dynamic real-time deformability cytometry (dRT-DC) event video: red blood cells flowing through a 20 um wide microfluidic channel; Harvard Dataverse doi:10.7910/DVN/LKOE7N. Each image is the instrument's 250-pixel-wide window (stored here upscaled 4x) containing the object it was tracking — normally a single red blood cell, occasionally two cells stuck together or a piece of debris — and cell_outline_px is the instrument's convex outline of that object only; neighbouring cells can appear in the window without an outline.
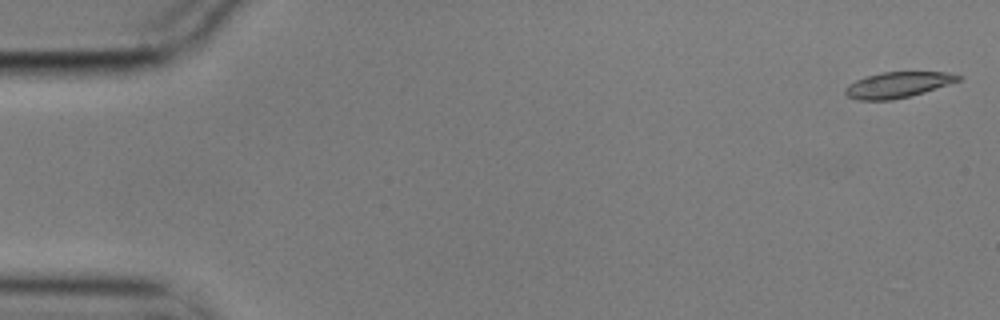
{"species": "common noctule bat (a hibernating species)", "species_latin": "Nyctalus noctula", "temperature_condition": "cold", "stored_images_in_passage": 9, "camera_frame_rate_fps": 3000, "um_per_image_px": 0.085, "animal": {"sex": "male", "body_mass_g": 17.9}, "frame": {"image": 1, "passage_image": 1, "time_ms": 0.0, "image_size_px": [1000, 320], "cell_outline_px": [[964, 76], [960, 80], [924, 92], [892, 100], [856, 100], [848, 96], [844, 92], [844, 88], [848, 84], [856, 80], [868, 76], [884, 72], [944, 72]], "centroid_in_image_um": [76.29, 7.21], "position_along_channel_um": 8.7, "area_um2": 16.76}}
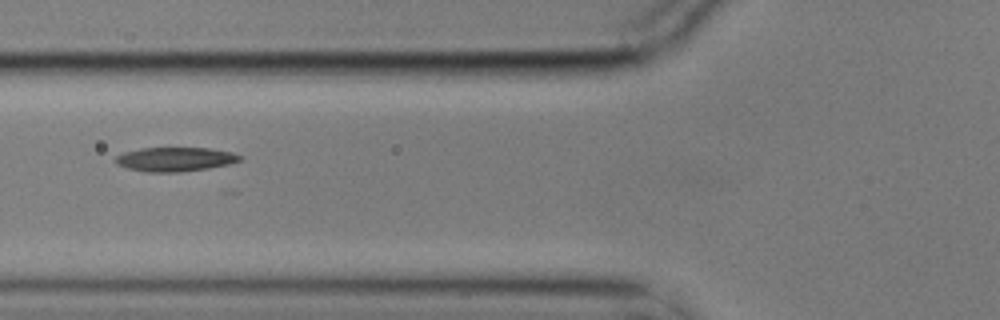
{"frame": {"image": 2, "passage_image": 6, "time_ms": 1.667, "image_size_px": [1000, 320], "cell_outline_px": [[244, 156], [240, 160], [228, 164], [208, 168], [180, 172], [148, 172], [128, 168], [116, 164], [116, 156], [124, 152], [140, 148], [208, 148], [232, 152]], "centroid_in_image_um": [14.89, 13.53], "position_along_channel_um": 110.9, "area_um2": 17.4}}
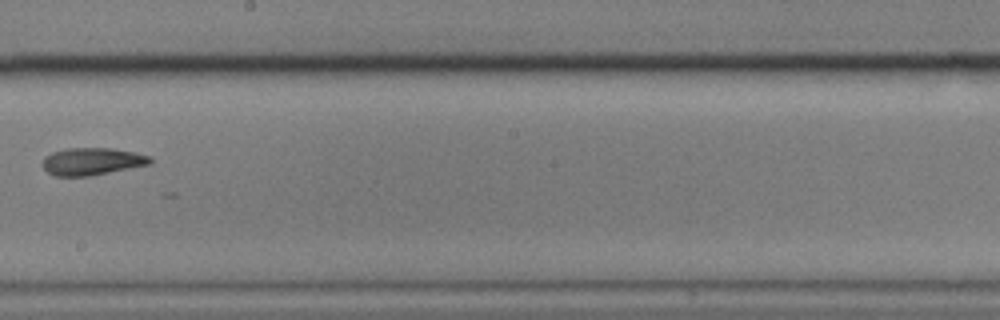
{"frame": {"image": 3, "passage_image": 9, "time_ms": 2.667, "image_size_px": [1000, 320], "cell_outline_px": [[152, 160], [148, 164], [88, 176], [56, 176], [48, 172], [44, 168], [44, 156], [52, 152], [64, 148], [112, 148], [152, 156]], "centroid_in_image_um": [7.79, 13.7], "position_along_channel_um": 240.4, "area_um2": 16.88}}